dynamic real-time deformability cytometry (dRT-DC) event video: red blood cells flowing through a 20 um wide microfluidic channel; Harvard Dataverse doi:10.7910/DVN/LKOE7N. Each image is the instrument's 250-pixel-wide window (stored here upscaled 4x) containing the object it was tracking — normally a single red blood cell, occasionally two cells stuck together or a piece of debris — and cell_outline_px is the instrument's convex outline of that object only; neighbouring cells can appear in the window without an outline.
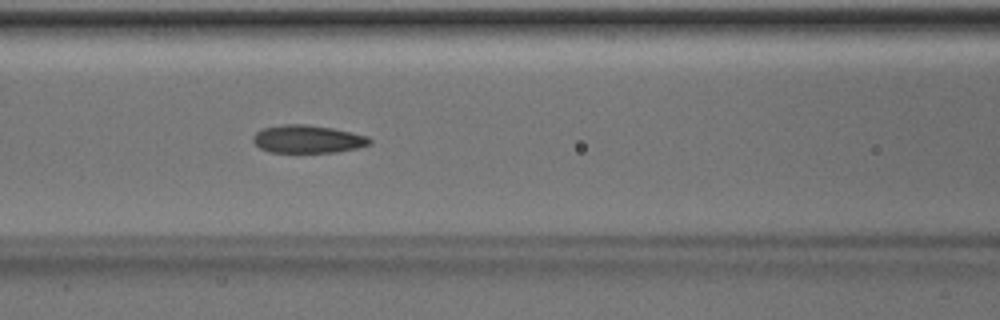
{"species": "Egyptian fruit bat (a non-hibernating species)", "species_latin": "Rousettus aegyptiacus", "temperature_condition": "room temperature", "stored_images_in_passage": 51, "camera_frame_rate_fps": 3000, "um_per_image_px": 0.085, "animal": {"sex": "male"}, "frame": {"image": 1, "passage_image": 21, "time_ms": 6.667, "image_size_px": [1000, 320], "cell_outline_px": [[372, 144], [356, 148], [336, 152], [268, 152], [260, 148], [252, 140], [252, 136], [256, 132], [264, 128], [284, 124], [308, 124], [332, 128], [352, 132], [368, 136], [372, 140]], "centroid_in_image_um": [26.17, 11.82], "position_along_channel_um": 140.4, "area_um2": 19.02}}
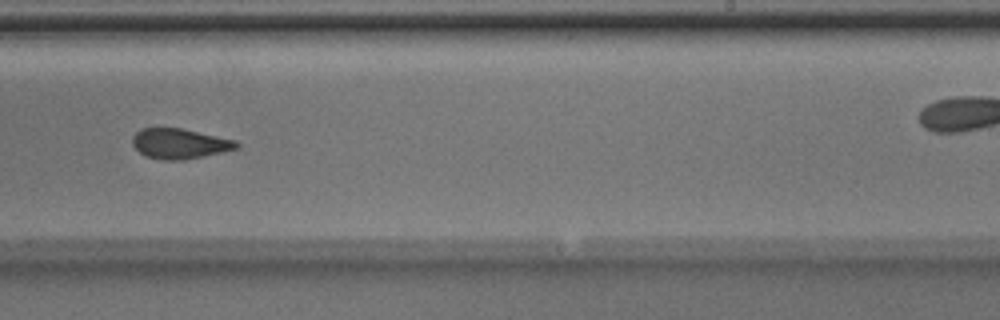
{"frame": {"image": 2, "passage_image": 31, "time_ms": 10.0, "image_size_px": [1000, 320], "cell_outline_px": [[240, 144], [236, 148], [220, 152], [184, 160], [164, 160], [144, 156], [132, 144], [132, 136], [140, 128], [180, 128], [236, 140]], "centroid_in_image_um": [15.22, 12.2], "position_along_channel_um": 273.8, "area_um2": 18.15}}
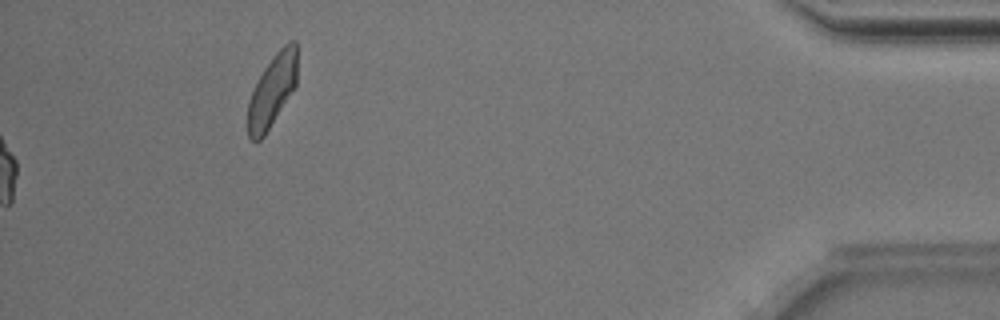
{"frame": {"image": 3, "passage_image": 51, "time_ms": 16.667, "image_size_px": [1000, 320], "cell_outline_px": [[296, 84], [264, 136], [256, 144], [248, 136], [248, 100], [264, 68], [276, 52], [288, 40], [296, 40]], "centroid_in_image_um": [23.12, 7.71], "position_along_channel_um": 412.1, "area_um2": 20.4}, "authors_computed_cell_mechanics": {"area_um2": 19.2474, "velocity_mm_per_s": 4.0185, "shape_relaxation_time_tau1_ms": 3.6534, "shape_relaxation_time_tau2_ms": 1.8522, "deformation_change_tau1": 0.1409, "deformation_change_tau2": 0.0945}}